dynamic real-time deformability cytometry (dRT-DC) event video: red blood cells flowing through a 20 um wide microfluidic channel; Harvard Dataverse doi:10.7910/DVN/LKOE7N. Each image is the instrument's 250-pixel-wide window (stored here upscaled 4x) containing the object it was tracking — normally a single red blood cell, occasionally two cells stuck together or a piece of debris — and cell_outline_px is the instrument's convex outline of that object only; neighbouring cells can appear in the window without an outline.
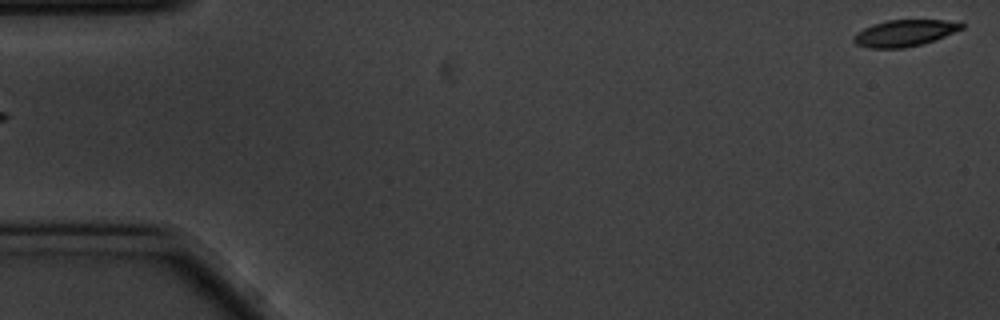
{"species": "common noctule bat (a hibernating species)", "species_latin": "Nyctalus noctula", "temperature_condition": "cold", "stored_images_in_passage": 16, "camera_frame_rate_fps": 3000, "um_per_image_px": 0.085, "animal": {"sex": "male", "body_mass_g": 20.1, "forearm_length_mm": 53.5}, "frame": {"image": 1, "passage_image": 1, "time_ms": 0.0, "image_size_px": [1000, 320], "cell_outline_px": [[964, 28], [936, 40], [904, 48], [868, 48], [856, 44], [852, 40], [852, 36], [856, 32], [872, 24], [888, 20], [944, 20], [964, 24]], "centroid_in_image_um": [76.84, 2.81], "position_along_channel_um": 8.2, "area_um2": 16.7}}
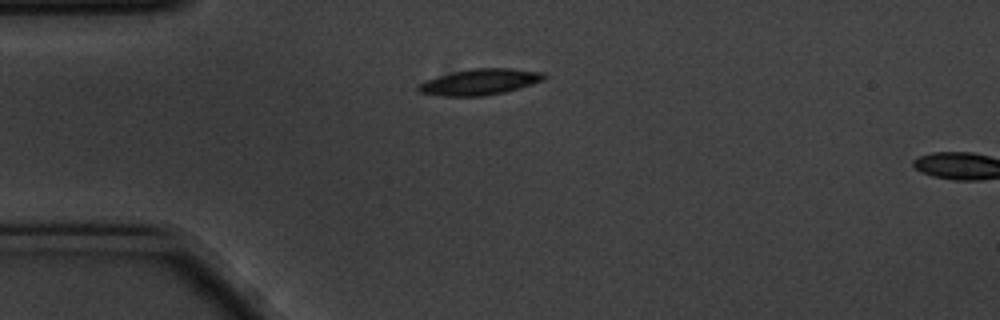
{"frame": {"image": 2, "passage_image": 14, "time_ms": 4.333, "image_size_px": [1000, 320], "cell_outline_px": [[548, 76], [544, 80], [532, 84], [504, 92], [480, 96], [444, 96], [420, 92], [416, 88], [424, 80], [436, 76], [452, 72], [472, 68], [512, 68], [544, 72]], "centroid_in_image_um": [40.81, 6.95], "position_along_channel_um": 44.2, "area_um2": 19.07}}